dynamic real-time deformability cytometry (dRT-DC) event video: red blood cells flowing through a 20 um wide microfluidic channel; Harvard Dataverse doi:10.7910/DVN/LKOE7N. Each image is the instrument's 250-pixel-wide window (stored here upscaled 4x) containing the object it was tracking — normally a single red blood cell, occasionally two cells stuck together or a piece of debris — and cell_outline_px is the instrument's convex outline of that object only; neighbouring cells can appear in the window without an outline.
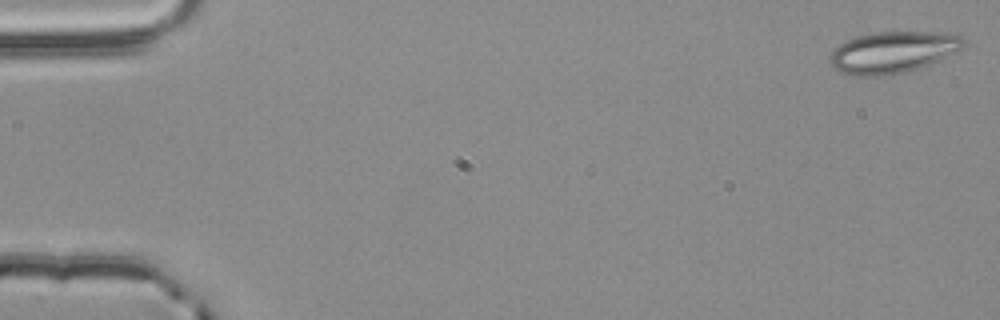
{"species": "common noctule bat (a hibernating species)", "species_latin": "Nyctalus noctula", "temperature_condition": "room temperature", "stored_images_in_passage": 4, "camera_frame_rate_fps": 3000, "um_per_image_px": 0.085, "animal": {"sex": "male", "body_mass_g": 20.4}, "frame": {"image": 1, "passage_image": 1, "time_ms": 0.0, "image_size_px": [1000, 320], "cell_outline_px": [[964, 44], [956, 52], [928, 64], [908, 72], [884, 76], [852, 76], [836, 68], [828, 60], [828, 56], [832, 48], [856, 36], [872, 32], [960, 32], [964, 40]], "centroid_in_image_um": [75.89, 4.42], "position_along_channel_um": 9.1, "area_um2": 32.66}}